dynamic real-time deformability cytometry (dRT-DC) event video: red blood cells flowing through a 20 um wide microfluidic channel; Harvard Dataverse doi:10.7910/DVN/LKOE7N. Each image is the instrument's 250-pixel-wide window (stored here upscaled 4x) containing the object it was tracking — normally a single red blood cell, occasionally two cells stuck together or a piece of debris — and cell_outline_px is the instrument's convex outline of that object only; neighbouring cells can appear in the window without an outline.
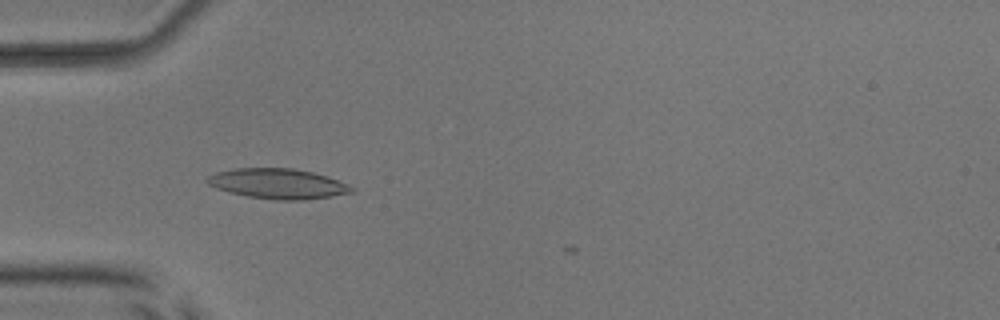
{"species": "common noctule bat (a hibernating species)", "species_latin": "Nyctalus noctula", "temperature_condition": "room temperature", "stored_images_in_passage": 4, "camera_frame_rate_fps": 3000, "um_per_image_px": 0.085, "animal": {"sex": "male", "body_mass_g": 17.9, "forearm_length_mm": 54.2}, "frame": {"image": 1, "passage_image": 1, "time_ms": 0.0, "image_size_px": [1000, 320], "cell_outline_px": [[356, 192], [332, 196], [304, 200], [276, 200], [248, 196], [216, 188], [208, 184], [204, 180], [208, 176], [216, 172], [236, 168], [292, 168], [312, 172], [328, 176], [356, 188]], "centroid_in_image_um": [23.65, 15.61], "position_along_channel_um": 61.3, "area_um2": 25.37}}